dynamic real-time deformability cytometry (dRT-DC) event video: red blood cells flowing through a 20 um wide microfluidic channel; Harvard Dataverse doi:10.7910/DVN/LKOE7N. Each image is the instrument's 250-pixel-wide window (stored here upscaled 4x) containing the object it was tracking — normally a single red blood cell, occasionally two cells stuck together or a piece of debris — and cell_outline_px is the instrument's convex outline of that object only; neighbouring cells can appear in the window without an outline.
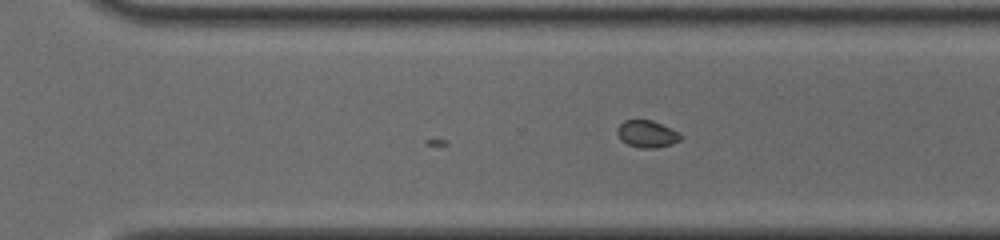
{"species": "common noctule bat (a hibernating species)", "species_latin": "Nyctalus noctula", "temperature_condition": "cold", "stored_images_in_passage": 20, "camera_frame_rate_fps": 3000, "um_per_image_px": 0.085, "animal": {"sex": "male", "body_mass_g": 19.0, "forearm_length_mm": 50.8}, "frame": {"image": 1, "passage_image": 20, "time_ms": 6.333, "image_size_px": [1000, 240], "cell_outline_px": [[680, 140], [672, 144], [656, 148], [640, 148], [628, 144], [620, 140], [616, 132], [616, 128], [624, 120], [652, 120], [680, 132]], "centroid_in_image_um": [54.97, 11.38], "position_along_channel_um": 315.6, "area_um2": 10.06}}